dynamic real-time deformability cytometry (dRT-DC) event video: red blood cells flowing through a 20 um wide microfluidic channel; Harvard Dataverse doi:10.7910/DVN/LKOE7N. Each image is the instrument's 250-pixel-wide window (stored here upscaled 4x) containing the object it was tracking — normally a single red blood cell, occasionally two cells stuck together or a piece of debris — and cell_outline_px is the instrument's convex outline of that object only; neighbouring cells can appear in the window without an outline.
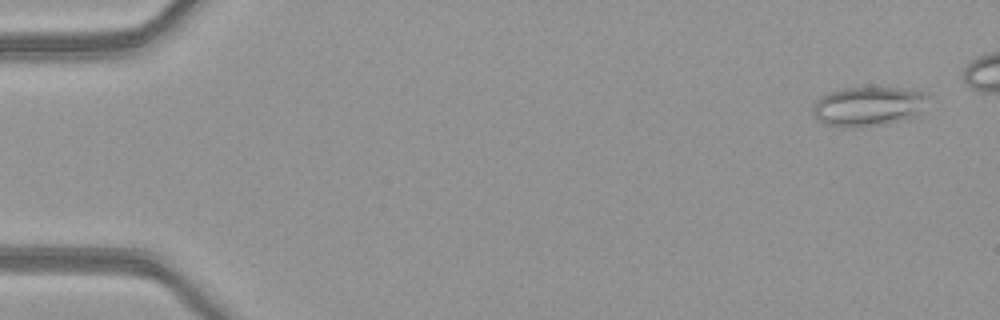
{"species": "common noctule bat (a hibernating species)", "species_latin": "Nyctalus noctula", "temperature_condition": "warm", "stored_images_in_passage": 7, "camera_frame_rate_fps": 3000, "um_per_image_px": 0.085, "animal": {"sex": "female", "body_mass_g": 21.9}, "frame": {"image": 1, "passage_image": 1, "time_ms": 0.0, "image_size_px": [1000, 320], "cell_outline_px": [[928, 96], [916, 116], [904, 120], [884, 124], [860, 128], [836, 128], [824, 124], [812, 116], [812, 108], [816, 100], [820, 96], [828, 92], [844, 88], [900, 88], [928, 92]], "centroid_in_image_um": [73.73, 9.07], "position_along_channel_um": 11.3, "area_um2": 26.93}}
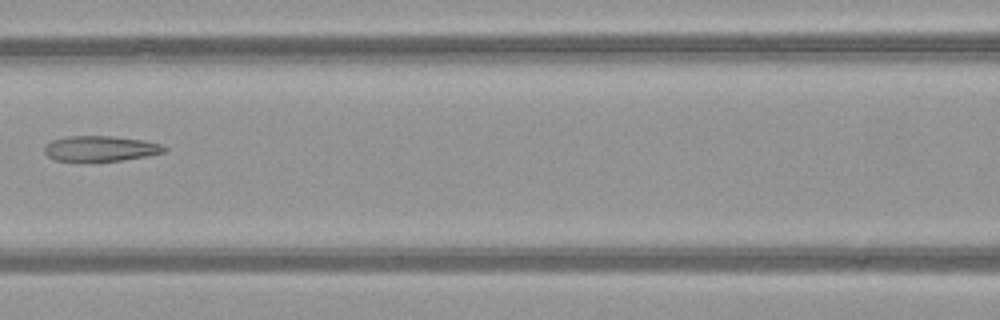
{"frame": {"image": 2, "passage_image": 7, "time_ms": 2.0, "image_size_px": [1000, 320], "cell_outline_px": [[168, 148], [164, 152], [144, 156], [120, 160], [52, 160], [44, 152], [44, 144], [52, 140], [68, 136], [112, 136], [144, 140], [160, 144]], "centroid_in_image_um": [8.5, 12.6], "position_along_channel_um": 158.1, "area_um2": 17.46}}